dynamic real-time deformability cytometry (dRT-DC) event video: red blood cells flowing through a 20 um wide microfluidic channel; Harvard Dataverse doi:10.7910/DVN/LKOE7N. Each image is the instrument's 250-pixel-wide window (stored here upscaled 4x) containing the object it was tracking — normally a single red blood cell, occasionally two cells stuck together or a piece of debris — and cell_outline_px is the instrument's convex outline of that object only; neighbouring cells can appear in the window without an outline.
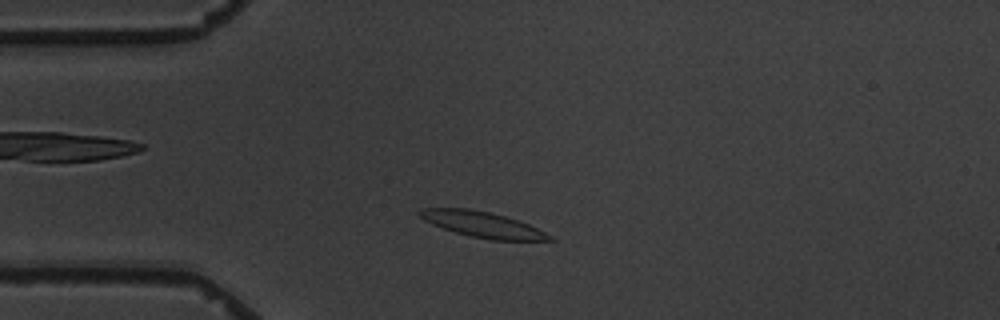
{"species": "common noctule bat (a hibernating species)", "species_latin": "Nyctalus noctula", "temperature_condition": "warm", "stored_images_in_passage": 5, "camera_frame_rate_fps": 3000, "um_per_image_px": 0.085, "animal": {"sex": "male", "body_mass_g": 19.5, "forearm_length_mm": 54.6}, "frame": {"image": 1, "passage_image": 2, "time_ms": 1.333, "image_size_px": [1000, 320], "cell_outline_px": [[556, 240], [492, 240], [472, 236], [456, 232], [432, 224], [424, 220], [416, 212], [420, 208], [468, 208], [488, 212], [504, 216], [528, 224], [552, 236]], "centroid_in_image_um": [40.97, 19.07], "position_along_channel_um": 44.0, "area_um2": 19.07}}
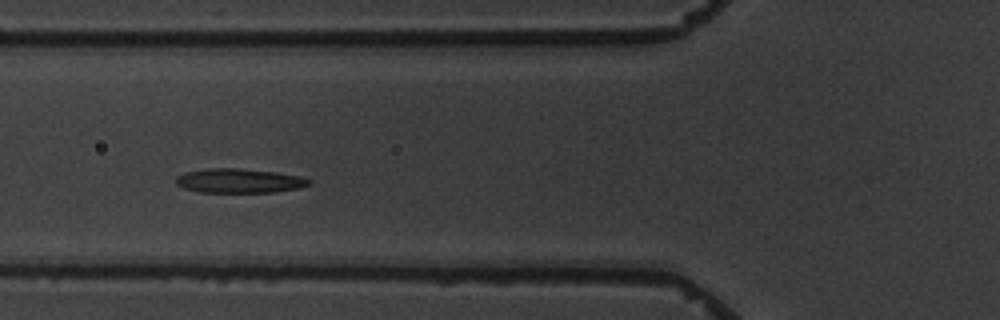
{"frame": {"image": 2, "passage_image": 4, "time_ms": 3.667, "image_size_px": [1000, 320], "cell_outline_px": [[312, 184], [300, 188], [276, 192], [196, 192], [184, 188], [176, 184], [176, 176], [184, 172], [208, 168], [236, 168], [276, 172], [300, 176], [312, 180]], "centroid_in_image_um": [20.34, 15.37], "position_along_channel_um": 105.5, "area_um2": 19.02}}
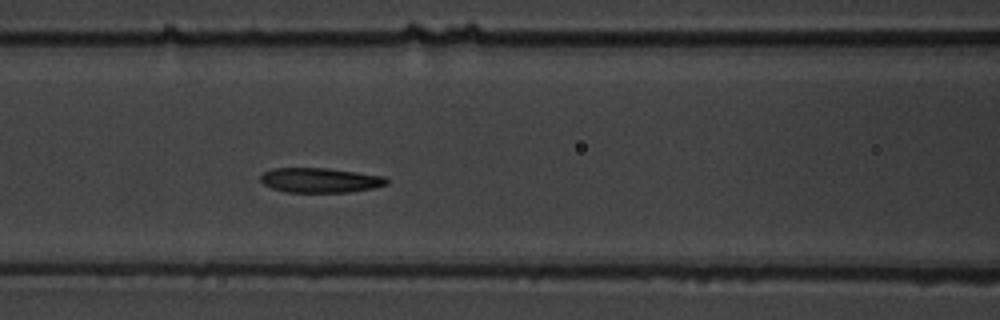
{"frame": {"image": 3, "passage_image": 5, "time_ms": 4.667, "image_size_px": [1000, 320], "cell_outline_px": [[388, 184], [372, 188], [348, 192], [284, 192], [272, 188], [264, 184], [260, 180], [260, 176], [264, 172], [272, 168], [328, 168], [384, 176], [388, 180]], "centroid_in_image_um": [27.19, 15.31], "position_along_channel_um": 139.4, "area_um2": 18.15}}